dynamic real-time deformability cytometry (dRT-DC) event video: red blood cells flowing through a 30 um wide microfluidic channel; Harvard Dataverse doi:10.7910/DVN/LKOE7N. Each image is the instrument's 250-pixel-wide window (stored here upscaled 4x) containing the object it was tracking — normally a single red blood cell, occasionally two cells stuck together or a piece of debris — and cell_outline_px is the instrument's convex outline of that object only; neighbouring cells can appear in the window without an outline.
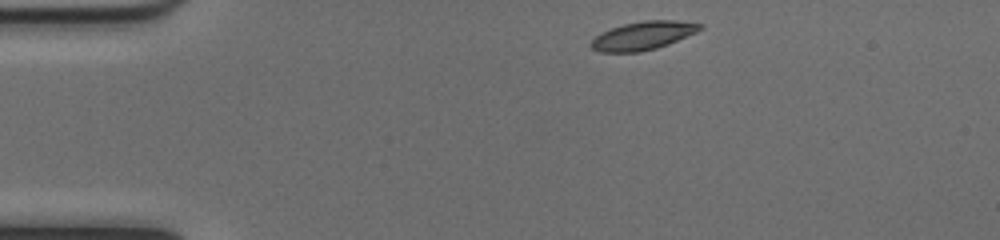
{"species": "common noctule bat (a hibernating species)", "species_latin": "Nyctalus noctula", "temperature_condition": "cold", "stored_images_in_passage": 43, "camera_frame_rate_fps": 3000, "um_per_image_px": 0.085, "animal": {"sex": "female", "body_mass_g": 17.0, "forearm_length_mm": 48.0}, "frame": {"image": 1, "passage_image": 1, "time_ms": 0.0, "image_size_px": [1000, 240], "cell_outline_px": [[704, 28], [696, 32], [668, 44], [656, 48], [640, 52], [600, 52], [592, 48], [588, 44], [600, 32], [624, 24], [644, 20], [676, 20], [704, 24]], "centroid_in_image_um": [54.66, 3.02], "position_along_channel_um": 30.3, "area_um2": 18.03}}
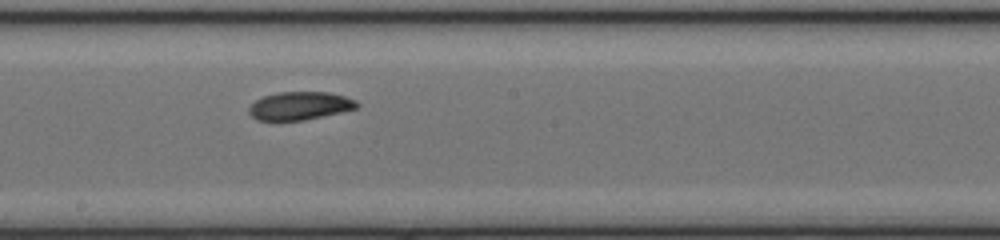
{"frame": {"image": 2, "passage_image": 20, "time_ms": 6.333, "image_size_px": [1000, 240], "cell_outline_px": [[360, 104], [356, 108], [340, 112], [304, 120], [256, 120], [248, 112], [248, 108], [256, 100], [264, 96], [280, 92], [328, 92], [344, 96], [356, 100]], "centroid_in_image_um": [25.48, 8.99], "position_along_channel_um": 222.7, "area_um2": 17.51}}
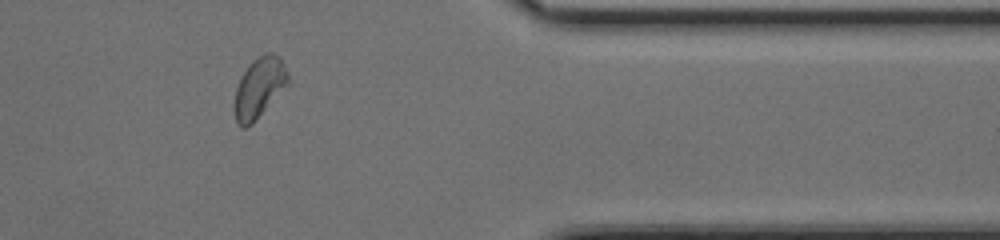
{"frame": {"image": 3, "passage_image": 34, "time_ms": 11.0, "image_size_px": [1000, 240], "cell_outline_px": [[288, 84], [256, 120], [252, 124], [244, 128], [240, 128], [236, 124], [232, 108], [232, 104], [236, 88], [240, 76], [248, 64], [252, 60], [264, 52], [272, 52], [280, 56], [284, 64], [288, 76]], "centroid_in_image_um": [21.97, 7.46], "position_along_channel_um": 389.4, "area_um2": 19.36}, "authors_computed_cell_mechanics": {"area_um2": 18.4382, "velocity_mm_per_s": 4.001, "shape_relaxation_time_tau1_ms": 3.3207, "shape_relaxation_time_tau2_ms": null, "deformation_change_tau1": 0.1187, "deformation_change_tau2": null}}